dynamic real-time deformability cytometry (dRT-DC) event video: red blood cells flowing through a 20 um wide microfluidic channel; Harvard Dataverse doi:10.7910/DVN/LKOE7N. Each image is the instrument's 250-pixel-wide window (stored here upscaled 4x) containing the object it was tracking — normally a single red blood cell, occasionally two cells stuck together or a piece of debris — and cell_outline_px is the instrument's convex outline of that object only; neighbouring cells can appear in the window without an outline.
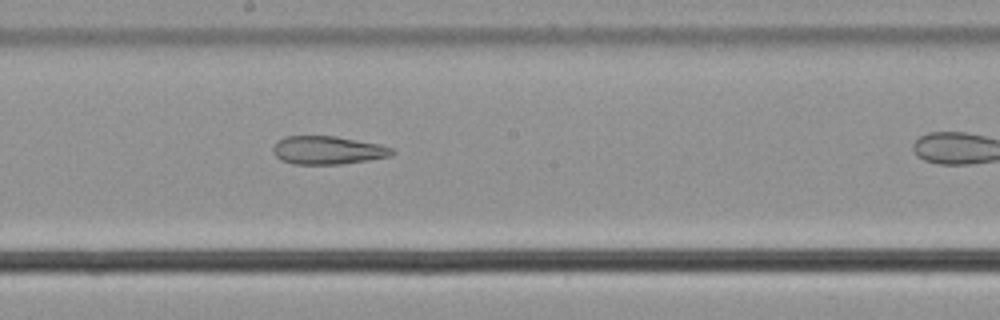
{"species": "common noctule bat (a hibernating species)", "species_latin": "Nyctalus noctula", "temperature_condition": "cold", "stored_images_in_passage": 24, "camera_frame_rate_fps": 3000, "um_per_image_px": 0.085, "animal": {"sex": "male", "body_mass_g": 21.5, "forearm_length_mm": 52.0}, "frame": {"image": 1, "passage_image": 17, "time_ms": 5.333, "image_size_px": [1000, 320], "cell_outline_px": [[396, 152], [392, 156], [368, 160], [340, 164], [296, 164], [280, 160], [272, 152], [272, 148], [276, 140], [284, 136], [336, 136], [380, 144], [392, 148]], "centroid_in_image_um": [27.84, 12.76], "position_along_channel_um": 220.4, "area_um2": 19.77}}